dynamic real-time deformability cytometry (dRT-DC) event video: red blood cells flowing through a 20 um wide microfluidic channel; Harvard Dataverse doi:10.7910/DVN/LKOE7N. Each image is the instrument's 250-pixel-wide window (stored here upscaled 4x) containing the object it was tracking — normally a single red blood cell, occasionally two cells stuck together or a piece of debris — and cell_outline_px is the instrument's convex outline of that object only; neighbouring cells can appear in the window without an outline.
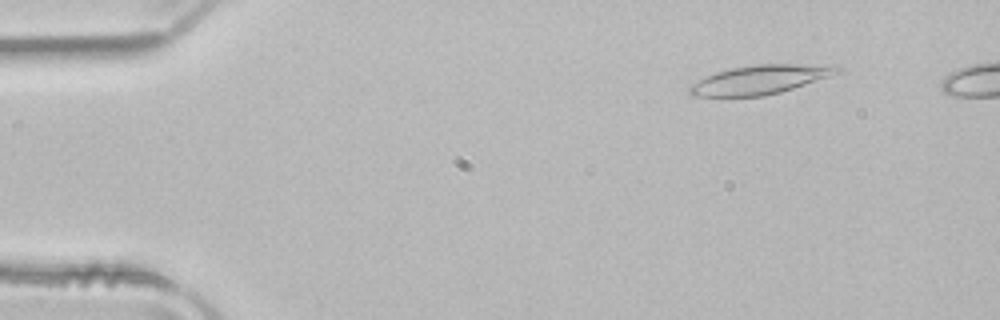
{"species": "common noctule bat (a hibernating species)", "species_latin": "Nyctalus noctula", "temperature_condition": "room temperature", "stored_images_in_passage": 48, "camera_frame_rate_fps": 3000, "um_per_image_px": 0.085, "animal": {"sex": "male", "body_mass_g": 21.5, "forearm_length_mm": 52.0}, "frame": {"image": 1, "passage_image": 6, "time_ms": 1.667, "image_size_px": [1000, 320], "cell_outline_px": [[844, 68], [840, 72], [780, 92], [764, 96], [692, 96], [688, 92], [688, 88], [692, 84], [716, 72], [732, 68], [756, 64], [836, 64]], "centroid_in_image_um": [64.66, 6.75], "position_along_channel_um": 20.3, "area_um2": 24.74}}
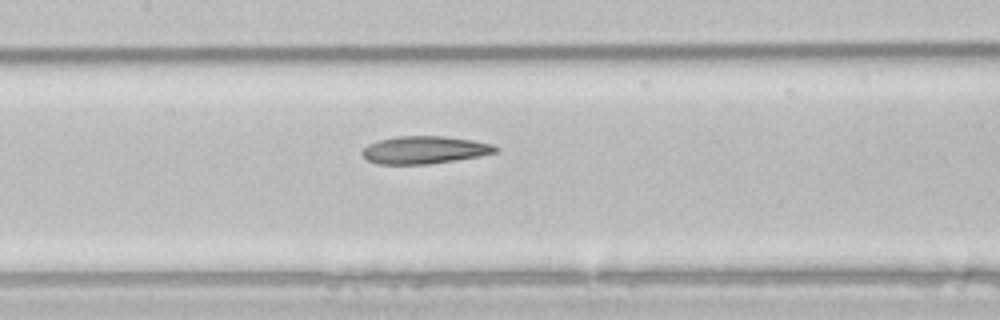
{"frame": {"image": 2, "passage_image": 24, "time_ms": 7.667, "image_size_px": [1000, 320], "cell_outline_px": [[500, 152], [480, 156], [456, 160], [428, 164], [376, 164], [368, 160], [360, 152], [368, 144], [380, 140], [396, 136], [444, 136], [472, 140], [492, 144], [500, 148]], "centroid_in_image_um": [36.12, 12.74], "position_along_channel_um": 171.3, "area_um2": 21.56}}
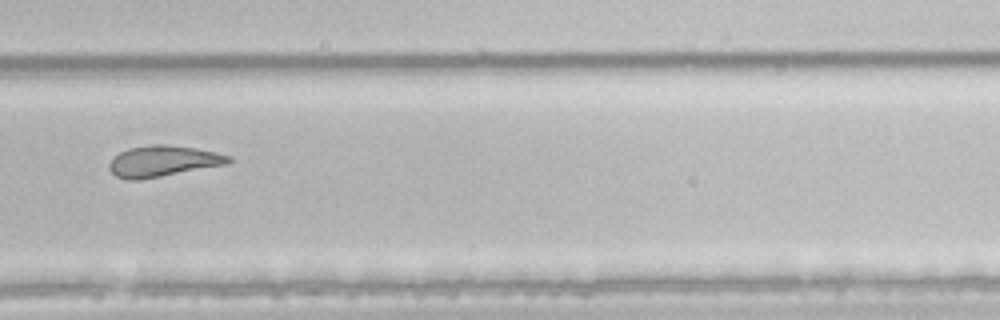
{"frame": {"image": 3, "passage_image": 35, "time_ms": 11.333, "image_size_px": [1000, 320], "cell_outline_px": [[232, 160], [228, 164], [140, 180], [128, 180], [116, 176], [108, 168], [108, 164], [120, 152], [128, 148], [156, 144], [168, 144], [196, 148], [216, 152], [232, 156]], "centroid_in_image_um": [13.88, 13.7], "position_along_channel_um": 315.9, "area_um2": 21.62}, "authors_computed_cell_mechanics": {"area_um2": 23.3801, "velocity_mm_per_s": 3.9639, "shape_relaxation_time_tau1_ms": null, "shape_relaxation_time_tau2_ms": 5.1842, "deformation_change_tau1": null, "deformation_change_tau2": 0.1641}}